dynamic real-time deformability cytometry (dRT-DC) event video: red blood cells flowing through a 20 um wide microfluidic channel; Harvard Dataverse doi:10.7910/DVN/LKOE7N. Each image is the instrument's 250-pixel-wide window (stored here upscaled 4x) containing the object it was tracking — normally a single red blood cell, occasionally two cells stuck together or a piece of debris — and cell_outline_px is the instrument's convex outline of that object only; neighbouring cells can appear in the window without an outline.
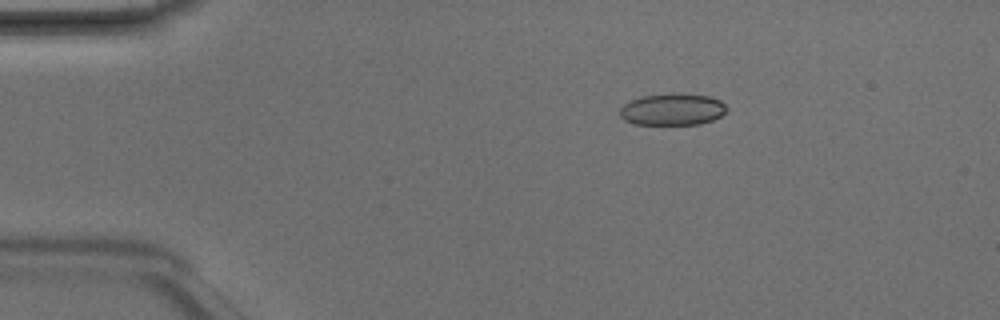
{"species": "Egyptian fruit bat (a non-hibernating species)", "species_latin": "Rousettus aegyptiacus", "temperature_condition": "room temperature", "stored_images_in_passage": 6, "camera_frame_rate_fps": 3000, "um_per_image_px": 0.085, "animal": {"sex": "male"}, "frame": {"image": 1, "passage_image": 3, "time_ms": 0.667, "image_size_px": [1000, 320], "cell_outline_px": [[728, 108], [720, 116], [712, 120], [700, 124], [632, 124], [624, 120], [620, 116], [620, 108], [624, 104], [640, 96], [708, 96], [720, 100]], "centroid_in_image_um": [57.13, 9.35], "position_along_channel_um": 27.9, "area_um2": 18.96}}
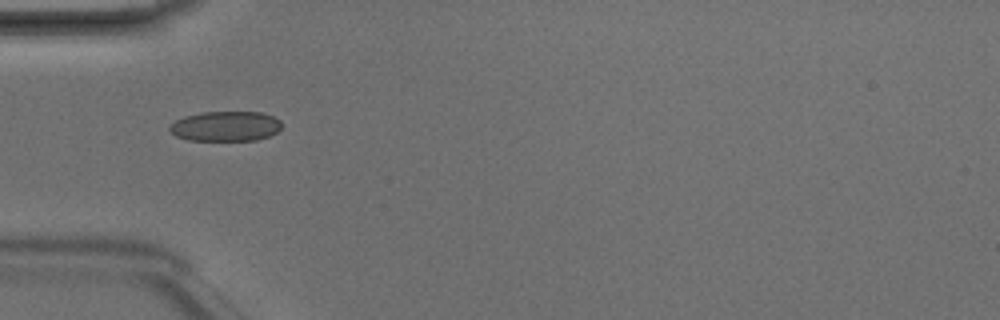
{"frame": {"image": 2, "passage_image": 5, "time_ms": 1.333, "image_size_px": [1000, 320], "cell_outline_px": [[280, 128], [276, 132], [268, 136], [256, 140], [188, 140], [176, 136], [168, 128], [176, 120], [184, 116], [200, 112], [260, 112], [272, 116], [280, 120]], "centroid_in_image_um": [19.16, 10.72], "position_along_channel_um": 65.8, "area_um2": 19.42}}